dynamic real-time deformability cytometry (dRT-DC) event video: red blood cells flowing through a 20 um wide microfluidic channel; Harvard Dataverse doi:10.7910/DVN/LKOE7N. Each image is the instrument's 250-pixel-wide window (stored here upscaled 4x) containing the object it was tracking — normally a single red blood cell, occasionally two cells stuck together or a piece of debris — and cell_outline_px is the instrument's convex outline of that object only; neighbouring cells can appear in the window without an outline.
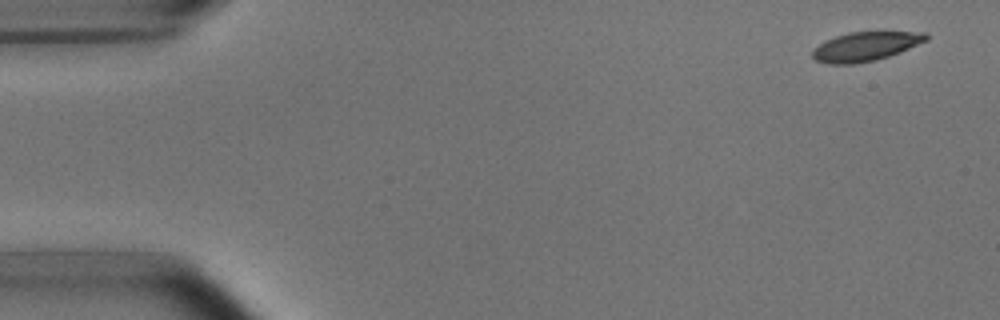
{"species": "common noctule bat (a hibernating species)", "species_latin": "Nyctalus noctula", "temperature_condition": "room temperature", "stored_images_in_passage": 10, "camera_frame_rate_fps": 3000, "um_per_image_px": 0.085, "animal": {"sex": "male", "body_mass_g": 15.6}, "frame": {"image": 1, "passage_image": 1, "time_ms": 0.0, "image_size_px": [1000, 320], "cell_outline_px": [[928, 40], [900, 52], [876, 60], [852, 64], [828, 64], [816, 60], [812, 56], [812, 52], [824, 40], [848, 32], [928, 32]], "centroid_in_image_um": [73.58, 3.94], "position_along_channel_um": 11.4, "area_um2": 19.19}}
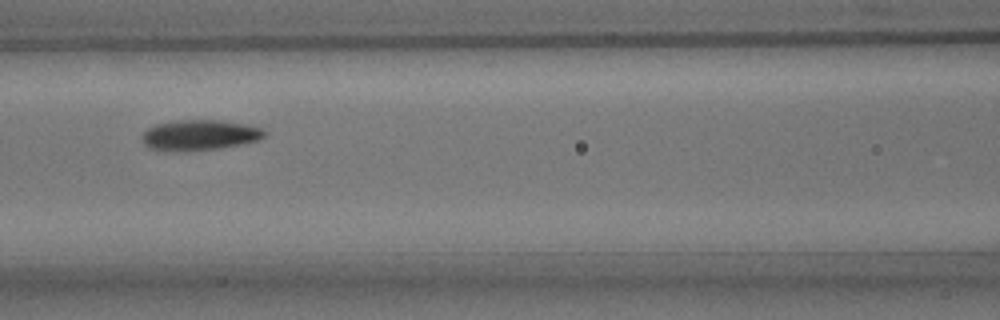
{"frame": {"image": 2, "passage_image": 7, "time_ms": 7.0, "image_size_px": [1000, 320], "cell_outline_px": [[268, 132], [260, 140], [244, 144], [220, 148], [148, 148], [144, 144], [140, 136], [148, 128], [156, 124], [176, 120], [220, 120], [244, 124], [260, 128]], "centroid_in_image_um": [17.03, 11.43], "position_along_channel_um": 149.6, "area_um2": 20.92}}
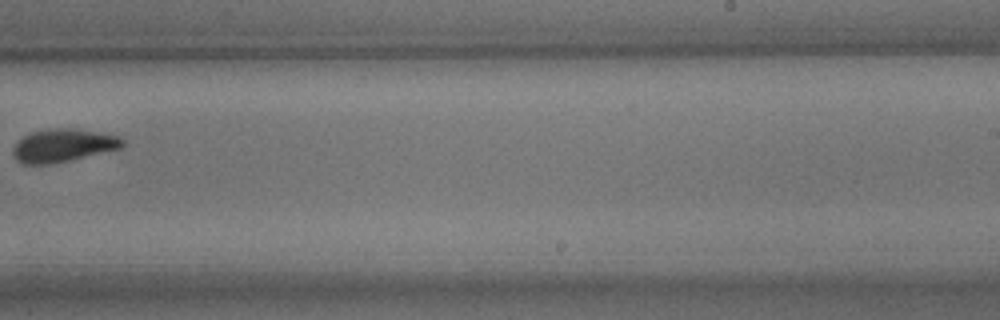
{"frame": {"image": 3, "passage_image": 10, "time_ms": 10.667, "image_size_px": [1000, 320], "cell_outline_px": [[124, 144], [120, 148], [52, 164], [24, 164], [16, 160], [12, 152], [12, 148], [24, 136], [32, 132], [48, 128], [76, 128], [100, 132], [116, 136], [124, 140]], "centroid_in_image_um": [5.34, 12.35], "position_along_channel_um": 283.7, "area_um2": 20.92}}